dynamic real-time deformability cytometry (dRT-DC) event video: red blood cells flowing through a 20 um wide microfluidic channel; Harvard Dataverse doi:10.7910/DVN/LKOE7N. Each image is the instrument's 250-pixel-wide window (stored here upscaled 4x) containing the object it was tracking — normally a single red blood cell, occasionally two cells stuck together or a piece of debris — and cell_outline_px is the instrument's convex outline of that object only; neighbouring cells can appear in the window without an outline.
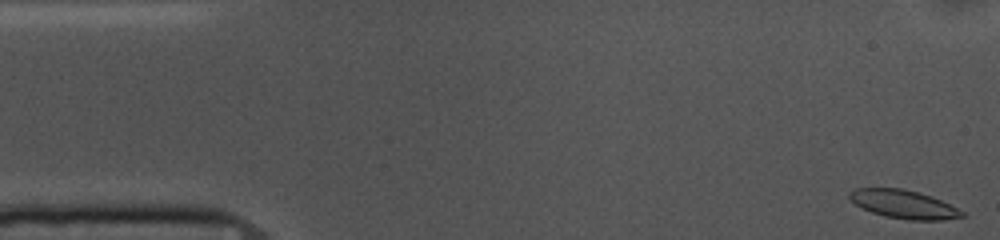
{"species": "common noctule bat (a hibernating species)", "species_latin": "Nyctalus noctula", "temperature_condition": "cold", "stored_images_in_passage": 53, "camera_frame_rate_fps": 3000, "um_per_image_px": 0.085, "animal": {"sex": "female", "body_mass_g": 10.0, "forearm_length_mm": 53.1}, "frame": {"image": 1, "passage_image": 1, "time_ms": 0.0, "image_size_px": [1000, 240], "cell_outline_px": [[964, 216], [940, 220], [908, 220], [884, 216], [872, 212], [856, 204], [848, 196], [848, 192], [856, 188], [904, 188], [920, 192], [940, 200], [964, 212]], "centroid_in_image_um": [76.79, 17.35], "position_along_channel_um": 8.2, "area_um2": 18.44}}
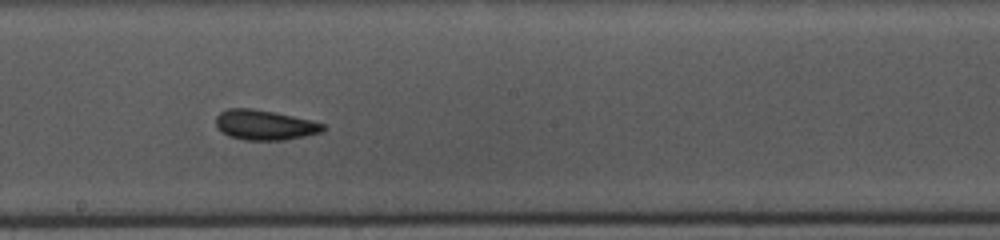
{"frame": {"image": 2, "passage_image": 28, "time_ms": 9.0, "image_size_px": [1000, 240], "cell_outline_px": [[324, 132], [284, 140], [244, 140], [228, 136], [216, 128], [216, 116], [220, 112], [228, 108], [252, 108], [276, 112], [312, 120], [324, 124]], "centroid_in_image_um": [22.48, 10.62], "position_along_channel_um": 225.7, "area_um2": 18.96}}
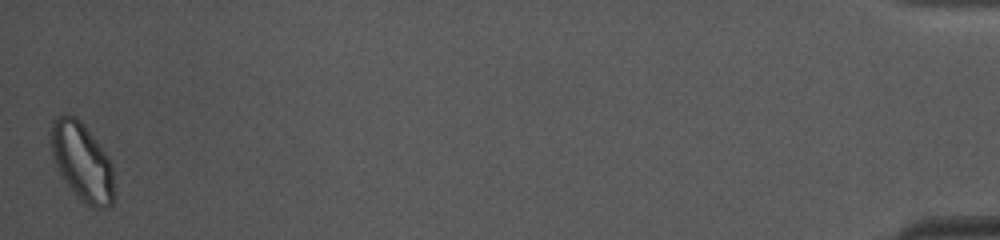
{"frame": {"image": 3, "passage_image": 53, "time_ms": 17.333, "image_size_px": [1000, 240], "cell_outline_px": [[116, 196], [112, 204], [104, 208], [92, 208], [68, 184], [60, 172], [56, 164], [52, 152], [52, 120], [64, 112], [76, 116], [80, 120], [108, 156], [112, 164]], "centroid_in_image_um": [7.03, 13.73], "position_along_channel_um": 428.2, "area_um2": 28.32}, "authors_computed_cell_mechanics": {"area_um2": 18.8428, "velocity_mm_per_s": 3.6286, "shape_relaxation_time_tau1_ms": 4.0411, "shape_relaxation_time_tau2_ms": 2.6243, "deformation_change_tau1": 0.1108, "deformation_change_tau2": 0.0994}}